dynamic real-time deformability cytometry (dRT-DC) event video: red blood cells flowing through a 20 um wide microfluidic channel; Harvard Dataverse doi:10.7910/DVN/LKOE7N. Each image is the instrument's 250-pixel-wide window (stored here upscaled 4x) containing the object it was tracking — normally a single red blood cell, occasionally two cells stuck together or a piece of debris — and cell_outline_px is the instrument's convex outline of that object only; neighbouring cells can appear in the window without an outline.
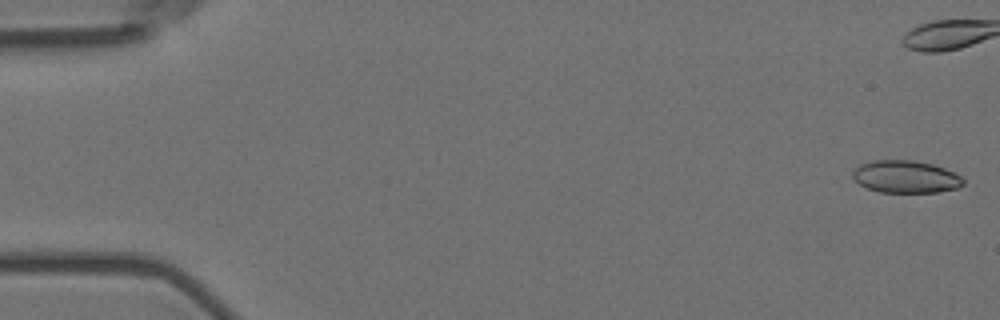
{"species": "Egyptian fruit bat (a non-hibernating species)", "species_latin": "Rousettus aegyptiacus", "temperature_condition": "room temperature", "stored_images_in_passage": 45, "camera_frame_rate_fps": 3000, "um_per_image_px": 0.085, "animal": {"sex": "female"}, "frame": {"image": 1, "passage_image": 1, "time_ms": 0.0, "image_size_px": [1000, 320], "cell_outline_px": [[964, 184], [960, 188], [936, 192], [880, 192], [868, 188], [860, 184], [852, 176], [852, 172], [860, 164], [872, 160], [912, 160], [932, 164], [944, 168], [964, 176]], "centroid_in_image_um": [77.03, 15.02], "position_along_channel_um": 8.0, "area_um2": 20.98}}
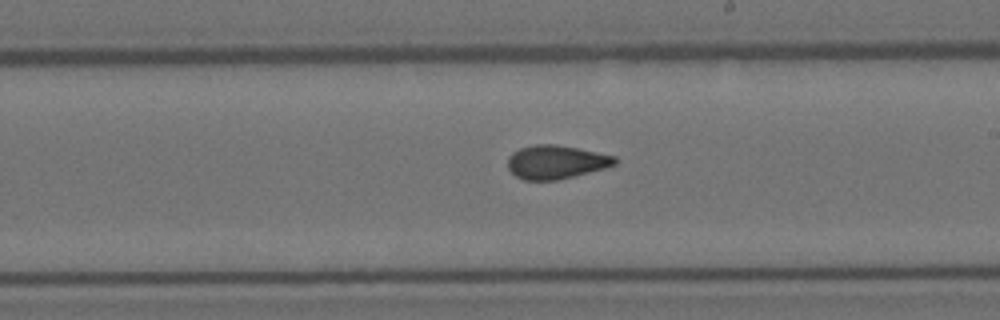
{"frame": {"image": 2, "passage_image": 32, "time_ms": 10.333, "image_size_px": [1000, 320], "cell_outline_px": [[620, 160], [616, 164], [604, 168], [556, 180], [524, 180], [516, 176], [508, 168], [508, 156], [512, 152], [520, 148], [536, 144], [556, 144], [616, 156]], "centroid_in_image_um": [47.25, 13.76], "position_along_channel_um": 241.7, "area_um2": 20.87}}
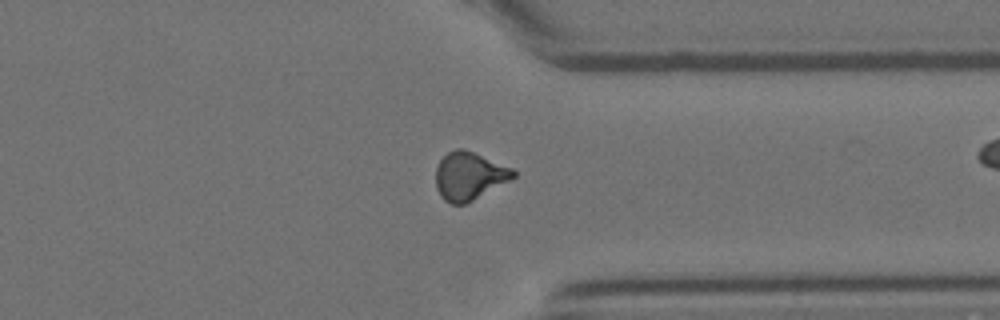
{"frame": {"image": 3, "passage_image": 43, "time_ms": 14.0, "image_size_px": [1000, 320], "cell_outline_px": [[516, 176], [472, 200], [464, 204], [452, 204], [444, 200], [440, 196], [436, 188], [436, 168], [440, 160], [448, 152], [456, 148], [464, 148], [512, 168], [516, 172]], "centroid_in_image_um": [39.85, 14.94], "position_along_channel_um": 371.6, "area_um2": 21.39}}